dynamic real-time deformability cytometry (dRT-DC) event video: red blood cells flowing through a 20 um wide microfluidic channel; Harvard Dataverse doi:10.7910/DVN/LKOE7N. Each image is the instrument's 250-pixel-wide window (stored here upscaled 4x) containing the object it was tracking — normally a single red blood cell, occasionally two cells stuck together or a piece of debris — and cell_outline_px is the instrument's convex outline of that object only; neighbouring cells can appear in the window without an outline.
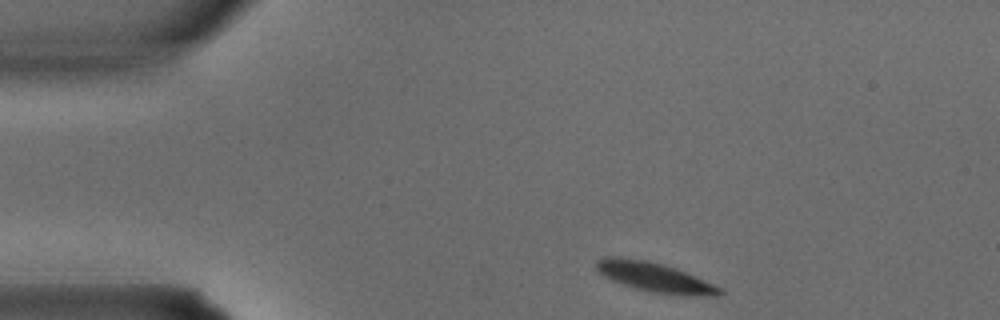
{"species": "common noctule bat (a hibernating species)", "species_latin": "Nyctalus noctula", "temperature_condition": "warm", "stored_images_in_passage": 25, "camera_frame_rate_fps": 3000, "um_per_image_px": 0.085, "animal": {"sex": "male", "body_mass_g": 15.6}, "frame": {"image": 1, "passage_image": 1, "time_ms": 0.0, "image_size_px": [1000, 320], "cell_outline_px": [[724, 292], [716, 296], [684, 296], [652, 292], [636, 288], [612, 280], [604, 276], [596, 268], [596, 260], [604, 256], [616, 256], [648, 260], [664, 264], [676, 268], [704, 280], [720, 288]], "centroid_in_image_um": [55.64, 23.55], "position_along_channel_um": 29.4, "area_um2": 21.21}}
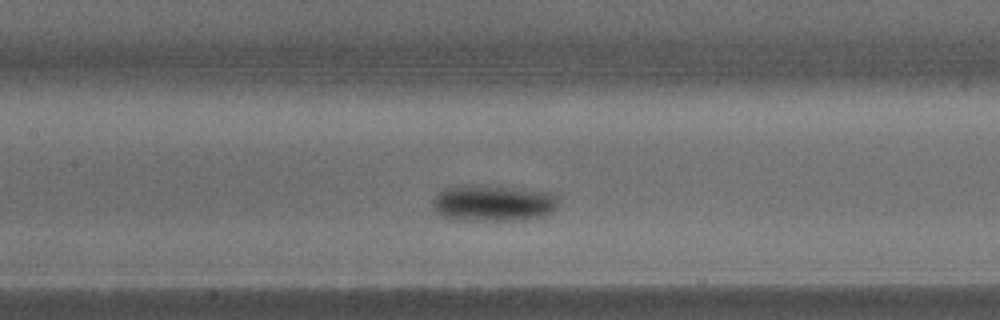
{"frame": {"image": 2, "passage_image": 11, "time_ms": 3.333, "image_size_px": [1000, 320], "cell_outline_px": [[556, 208], [552, 212], [544, 216], [528, 220], [448, 220], [440, 216], [432, 208], [432, 200], [444, 188], [504, 188], [552, 192], [556, 196]], "centroid_in_image_um": [41.91, 17.34], "position_along_channel_um": 165.5, "area_um2": 25.84}}
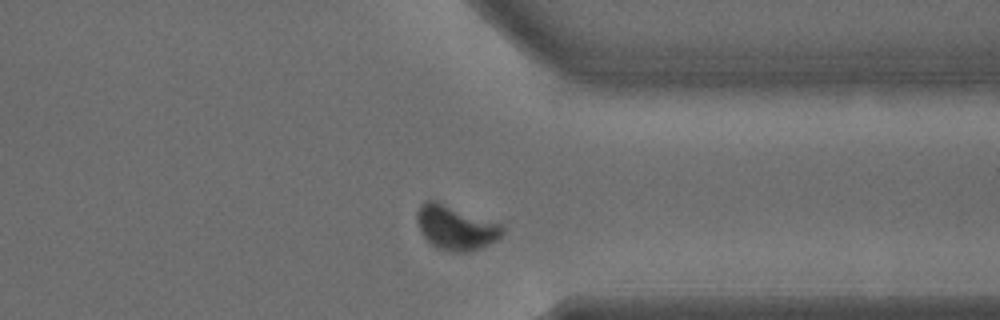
{"frame": {"image": 3, "passage_image": 22, "time_ms": 7.0, "image_size_px": [1000, 320], "cell_outline_px": [[504, 232], [496, 240], [480, 248], [468, 252], [452, 252], [436, 248], [420, 232], [416, 216], [416, 212], [420, 204], [424, 200], [436, 200], [500, 224], [504, 228]], "centroid_in_image_um": [38.69, 19.34], "position_along_channel_um": 372.7, "area_um2": 22.02}}